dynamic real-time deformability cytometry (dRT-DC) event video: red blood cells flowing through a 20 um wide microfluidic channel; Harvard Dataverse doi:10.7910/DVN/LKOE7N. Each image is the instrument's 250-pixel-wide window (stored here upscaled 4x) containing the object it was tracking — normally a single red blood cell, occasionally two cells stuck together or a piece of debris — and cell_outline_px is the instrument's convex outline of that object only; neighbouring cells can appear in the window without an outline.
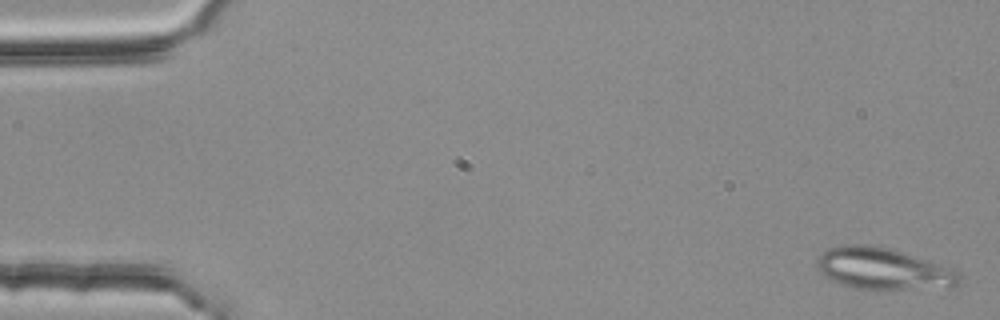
{"species": "common noctule bat (a hibernating species)", "species_latin": "Nyctalus noctula", "temperature_condition": "room temperature", "stored_images_in_passage": 4, "camera_frame_rate_fps": 3000, "um_per_image_px": 0.085, "animal": {"sex": "female", "body_mass_g": 25.1}, "frame": {"image": 1, "passage_image": 1, "time_ms": 0.0, "image_size_px": [1000, 320], "cell_outline_px": [[960, 284], [952, 288], [856, 288], [832, 280], [824, 276], [816, 264], [816, 260], [828, 248], [844, 244], [872, 244], [888, 248], [940, 264], [952, 268], [960, 272]], "centroid_in_image_um": [75.1, 22.83], "position_along_channel_um": 9.9, "area_um2": 34.1}}